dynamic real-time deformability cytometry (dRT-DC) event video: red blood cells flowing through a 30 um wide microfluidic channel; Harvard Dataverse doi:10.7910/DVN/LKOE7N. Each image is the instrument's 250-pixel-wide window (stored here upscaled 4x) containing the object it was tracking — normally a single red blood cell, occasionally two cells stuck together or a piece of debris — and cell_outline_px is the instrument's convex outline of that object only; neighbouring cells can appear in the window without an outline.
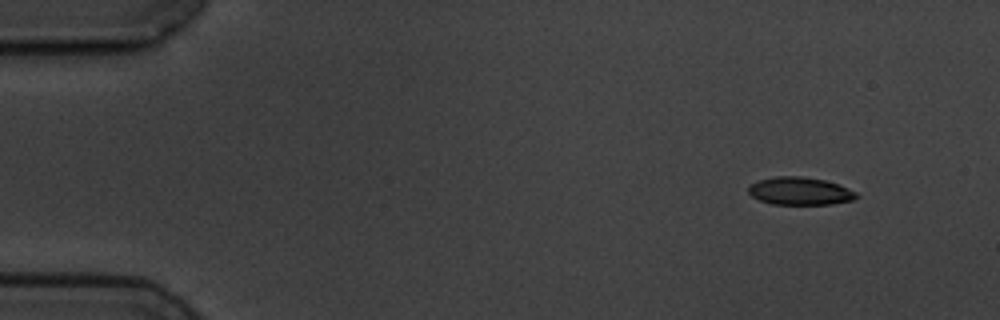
{"species": "common noctule bat (a hibernating species)", "species_latin": "Nyctalus noctula", "temperature_condition": "cold", "stored_images_in_passage": 6, "camera_frame_rate_fps": 3000, "um_per_image_px": 0.085, "animal": {"sex": "male", "body_mass_g": 19.5, "forearm_length_mm": 54.6}, "frame": {"image": 1, "passage_image": 1, "time_ms": 0.0, "image_size_px": [1000, 320], "cell_outline_px": [[860, 196], [852, 200], [832, 204], [772, 204], [760, 200], [752, 196], [748, 192], [748, 188], [756, 180], [776, 176], [800, 176], [824, 180], [848, 188], [856, 192]], "centroid_in_image_um": [67.98, 16.24], "position_along_channel_um": 17.0, "area_um2": 17.4}}
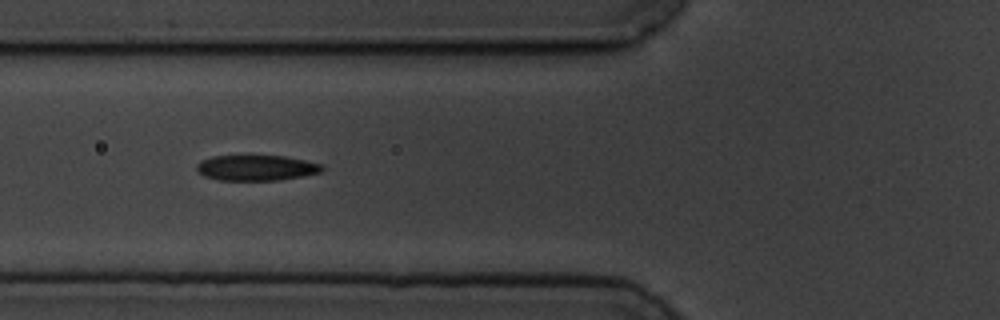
{"frame": {"image": 2, "passage_image": 5, "time_ms": 5.333, "image_size_px": [1000, 320], "cell_outline_px": [[324, 168], [320, 172], [300, 176], [276, 180], [220, 180], [204, 176], [196, 168], [196, 164], [200, 160], [212, 156], [284, 156], [324, 164]], "centroid_in_image_um": [21.77, 14.26], "position_along_channel_um": 104.0, "area_um2": 18.5}}
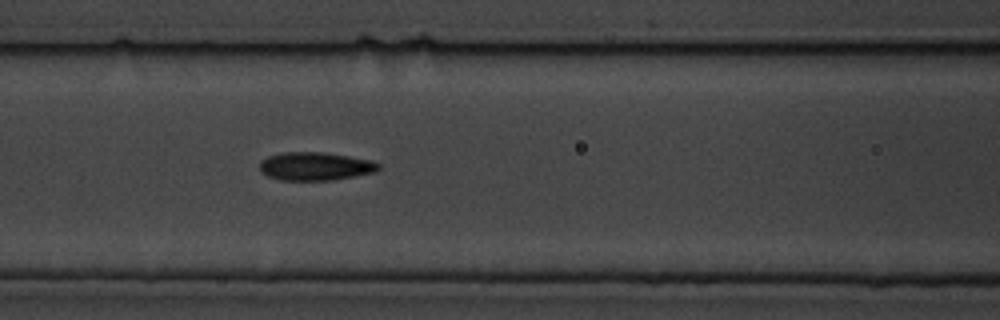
{"frame": {"image": 3, "passage_image": 6, "time_ms": 6.333, "image_size_px": [1000, 320], "cell_outline_px": [[380, 168], [376, 172], [332, 180], [280, 180], [268, 176], [260, 168], [260, 160], [268, 156], [284, 152], [324, 152], [372, 160], [380, 164]], "centroid_in_image_um": [26.82, 14.13], "position_along_channel_um": 139.8, "area_um2": 19.54}}